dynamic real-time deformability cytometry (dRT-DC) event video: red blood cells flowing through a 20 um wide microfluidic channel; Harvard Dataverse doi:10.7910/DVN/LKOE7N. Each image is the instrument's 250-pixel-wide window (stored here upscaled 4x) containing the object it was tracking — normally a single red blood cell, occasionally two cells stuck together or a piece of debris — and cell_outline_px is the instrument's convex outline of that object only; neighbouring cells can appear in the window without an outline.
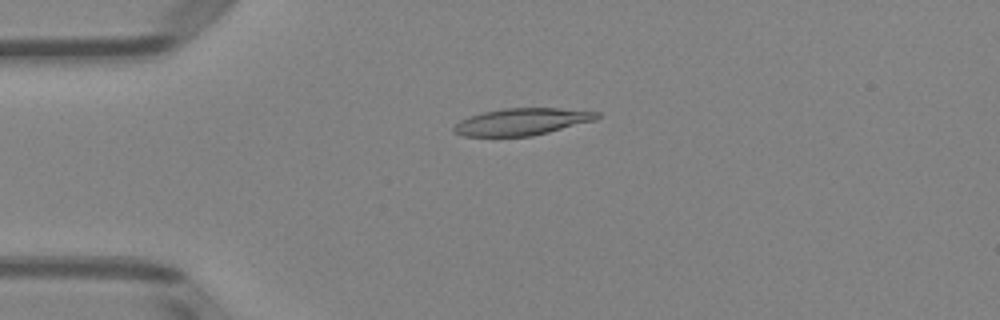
{"species": "Egyptian fruit bat (a non-hibernating species)", "species_latin": "Rousettus aegyptiacus", "temperature_condition": "room temperature", "stored_images_in_passage": 6, "camera_frame_rate_fps": 3000, "um_per_image_px": 0.085, "animal": {"sex": "female"}, "frame": {"image": 1, "passage_image": 4, "time_ms": 3.333, "image_size_px": [1000, 320], "cell_outline_px": [[600, 116], [596, 120], [532, 136], [464, 136], [452, 132], [452, 128], [460, 120], [468, 116], [484, 112], [504, 108], [560, 108], [600, 112]], "centroid_in_image_um": [44.35, 10.34], "position_along_channel_um": 40.6, "area_um2": 22.48}}
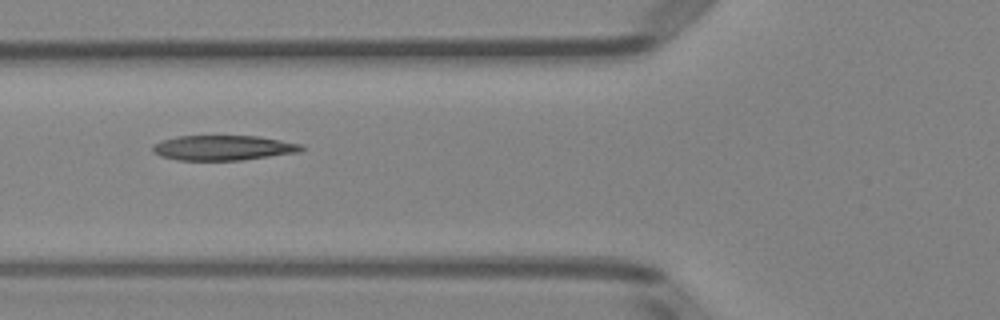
{"frame": {"image": 2, "passage_image": 6, "time_ms": 5.667, "image_size_px": [1000, 320], "cell_outline_px": [[304, 148], [300, 152], [244, 160], [176, 160], [160, 156], [152, 152], [152, 144], [160, 140], [176, 136], [256, 136], [304, 144]], "centroid_in_image_um": [18.95, 12.56], "position_along_channel_um": 106.9, "area_um2": 21.91}}